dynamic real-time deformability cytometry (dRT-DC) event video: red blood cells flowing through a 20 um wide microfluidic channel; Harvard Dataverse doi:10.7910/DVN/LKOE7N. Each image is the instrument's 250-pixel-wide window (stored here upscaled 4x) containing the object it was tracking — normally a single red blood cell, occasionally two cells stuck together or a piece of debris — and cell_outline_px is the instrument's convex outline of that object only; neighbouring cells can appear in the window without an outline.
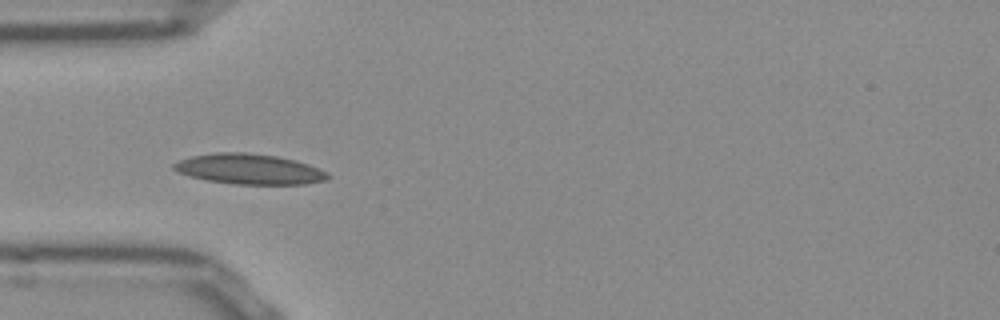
{"species": "Egyptian fruit bat (a non-hibernating species)", "species_latin": "Rousettus aegyptiacus", "temperature_condition": "room temperature", "stored_images_in_passage": 38, "camera_frame_rate_fps": 3000, "um_per_image_px": 0.085, "frame": {"image": 1, "passage_image": 1, "time_ms": 0.0, "image_size_px": [1000, 320], "cell_outline_px": [[332, 176], [324, 180], [308, 184], [236, 184], [208, 180], [188, 176], [176, 172], [172, 168], [172, 164], [180, 160], [192, 156], [216, 152], [244, 152], [276, 156], [296, 160], [308, 164], [328, 172]], "centroid_in_image_um": [21.19, 14.37], "position_along_channel_um": 63.8, "area_um2": 27.28}}
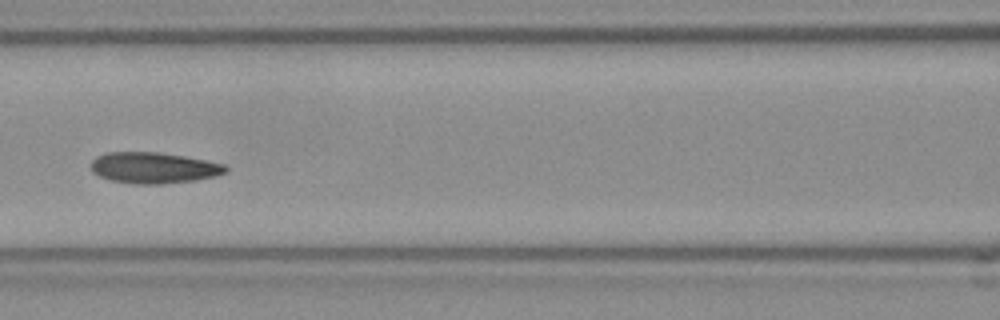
{"frame": {"image": 2, "passage_image": 8, "time_ms": 2.333, "image_size_px": [1000, 320], "cell_outline_px": [[228, 172], [216, 176], [196, 180], [160, 184], [136, 184], [112, 180], [100, 176], [92, 172], [92, 160], [96, 156], [108, 152], [160, 152], [184, 156], [224, 164], [228, 168]], "centroid_in_image_um": [13.08, 14.26], "position_along_channel_um": 153.5, "area_um2": 24.33}}
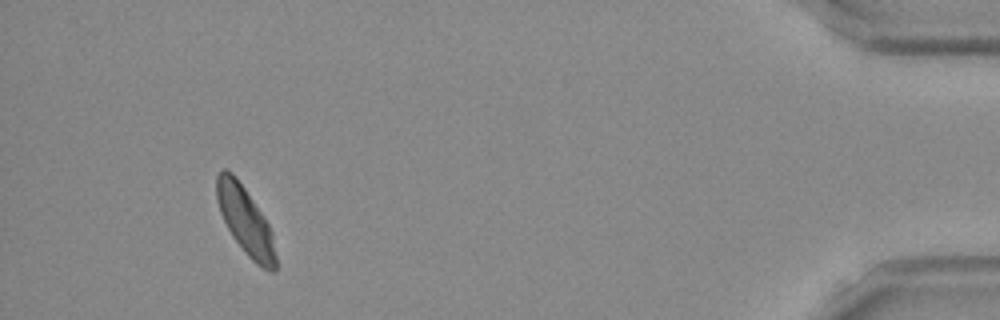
{"frame": {"image": 3, "passage_image": 34, "time_ms": 11.0, "image_size_px": [1000, 320], "cell_outline_px": [[276, 268], [272, 272], [256, 264], [244, 252], [232, 236], [220, 212], [216, 200], [216, 176], [224, 168], [232, 172], [244, 188], [264, 216], [272, 232], [276, 256]], "centroid_in_image_um": [20.85, 18.76], "position_along_channel_um": 414.4, "area_um2": 23.12}, "authors_computed_cell_mechanics": {"area_um2": 23.7558, "velocity_mm_per_s": 3.8285, "shape_relaxation_time_tau1_ms": 4.2804, "shape_relaxation_time_tau2_ms": 2.3814, "deformation_change_tau1": 0.117, "deformation_change_tau2": 0.0825}}